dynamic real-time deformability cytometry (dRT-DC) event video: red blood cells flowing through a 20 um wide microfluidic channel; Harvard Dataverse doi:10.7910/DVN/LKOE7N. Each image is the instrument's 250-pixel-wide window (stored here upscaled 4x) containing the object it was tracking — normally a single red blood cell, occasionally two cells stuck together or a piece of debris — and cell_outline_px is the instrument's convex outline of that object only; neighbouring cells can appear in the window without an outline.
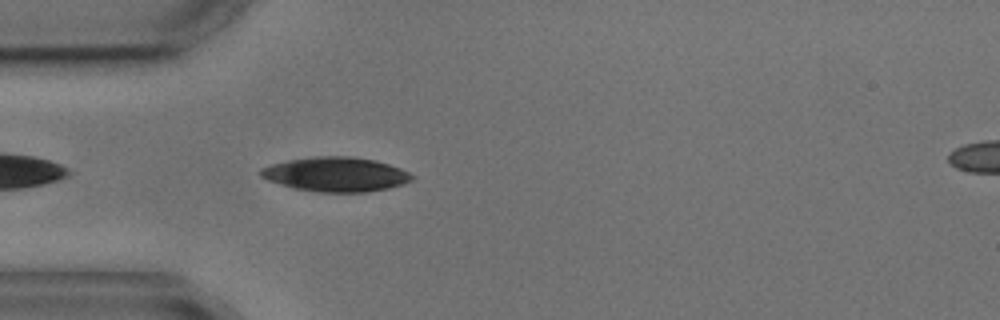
{"species": "common noctule bat (a hibernating species)", "species_latin": "Nyctalus noctula", "temperature_condition": "cold", "stored_images_in_passage": 4, "camera_frame_rate_fps": 3000, "um_per_image_px": 0.085, "animal": {"sex": "male", "body_mass_g": 17.9, "forearm_length_mm": 54.2}, "frame": {"image": 1, "passage_image": 4, "time_ms": 4.667, "image_size_px": [1000, 320], "cell_outline_px": [[416, 176], [412, 180], [404, 184], [388, 188], [368, 192], [320, 192], [296, 188], [280, 184], [268, 180], [260, 176], [260, 168], [272, 164], [288, 160], [316, 156], [352, 156], [376, 160], [400, 168]], "centroid_in_image_um": [28.58, 14.81], "position_along_channel_um": 56.4, "area_um2": 30.35}}